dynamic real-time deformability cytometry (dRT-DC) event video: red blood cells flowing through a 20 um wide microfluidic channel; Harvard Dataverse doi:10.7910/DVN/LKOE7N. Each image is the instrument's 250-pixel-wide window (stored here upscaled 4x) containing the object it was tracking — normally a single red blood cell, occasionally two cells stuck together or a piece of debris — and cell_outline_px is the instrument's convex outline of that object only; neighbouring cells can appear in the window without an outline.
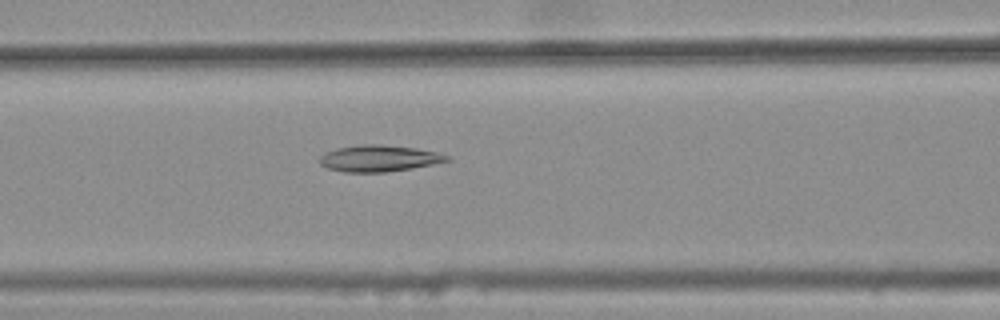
{"species": "common noctule bat (a hibernating species)", "species_latin": "Nyctalus noctula", "temperature_condition": "warm", "stored_images_in_passage": 34, "camera_frame_rate_fps": 3000, "um_per_image_px": 0.085, "animal": {"sex": "female", "body_mass_g": 25.1}, "frame": {"image": 1, "passage_image": 9, "time_ms": 2.667, "image_size_px": [1000, 320], "cell_outline_px": [[452, 160], [412, 168], [388, 172], [344, 172], [328, 168], [320, 164], [316, 160], [324, 152], [336, 148], [364, 144], [376, 144], [416, 148], [436, 152], [448, 156]], "centroid_in_image_um": [32.16, 13.46], "position_along_channel_um": 134.4, "area_um2": 19.65}}
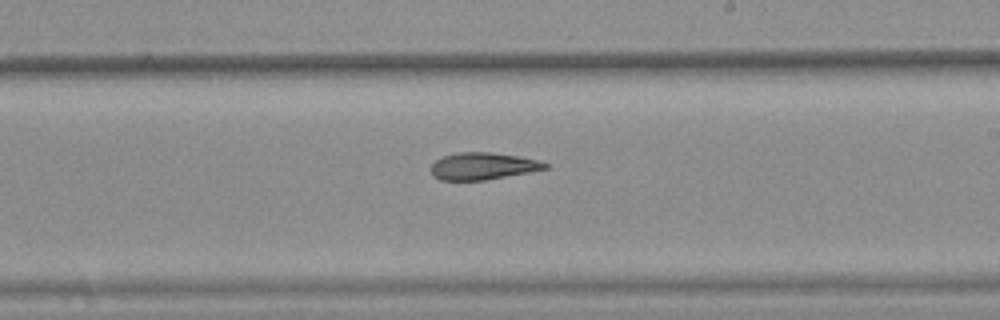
{"frame": {"image": 2, "passage_image": 18, "time_ms": 5.667, "image_size_px": [1000, 320], "cell_outline_px": [[552, 164], [548, 168], [528, 172], [484, 180], [440, 180], [432, 176], [428, 168], [436, 160], [444, 156], [460, 152], [492, 152], [520, 156]], "centroid_in_image_um": [41.02, 14.12], "position_along_channel_um": 248.0, "area_um2": 18.09}}
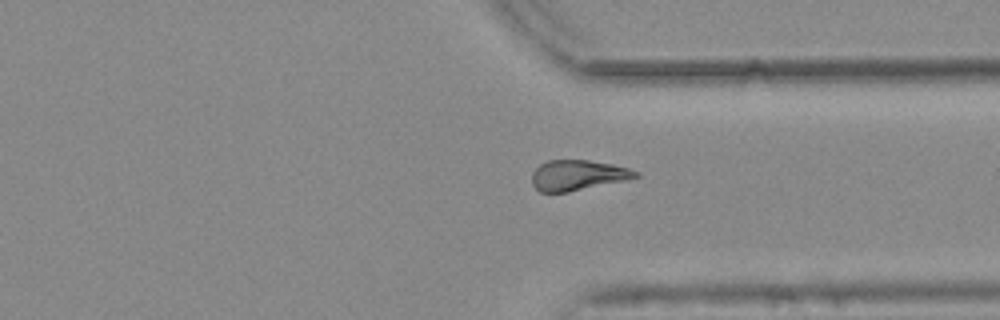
{"frame": {"image": 3, "passage_image": 27, "time_ms": 8.667, "image_size_px": [1000, 320], "cell_outline_px": [[640, 176], [624, 180], [568, 192], [540, 192], [532, 184], [532, 172], [540, 164], [548, 160], [588, 160], [612, 164], [628, 168], [640, 172]], "centroid_in_image_um": [49.09, 14.88], "position_along_channel_um": 362.3, "area_um2": 18.21}, "authors_computed_cell_mechanics": {"area_um2": 18.6405, "velocity_mm_per_s": 3.7976, "shape_relaxation_time_tau1_ms": null, "shape_relaxation_time_tau2_ms": 11.0292, "deformation_change_tau1": null, "deformation_change_tau2": 0.2338}}